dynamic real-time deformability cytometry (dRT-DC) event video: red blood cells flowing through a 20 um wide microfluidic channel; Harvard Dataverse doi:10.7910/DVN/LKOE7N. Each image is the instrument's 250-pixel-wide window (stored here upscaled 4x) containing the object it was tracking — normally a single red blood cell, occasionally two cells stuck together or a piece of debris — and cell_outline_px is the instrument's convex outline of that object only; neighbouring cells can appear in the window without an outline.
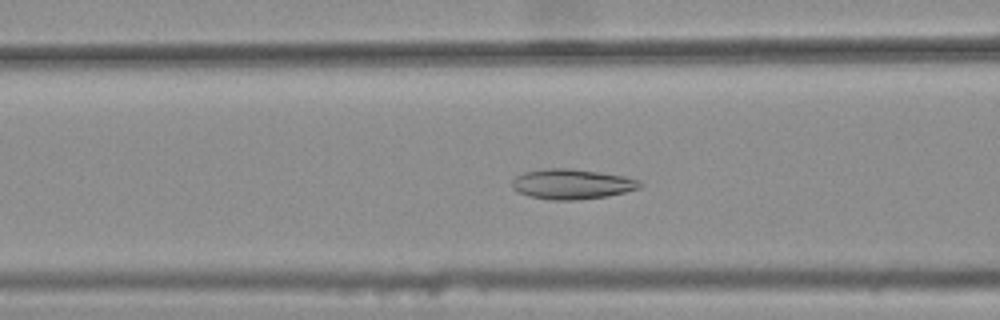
{"species": "common noctule bat (a hibernating species)", "species_latin": "Nyctalus noctula", "temperature_condition": "warm", "stored_images_in_passage": 40, "camera_frame_rate_fps": 3000, "um_per_image_px": 0.085, "animal": {"sex": "female", "body_mass_g": 25.1}, "frame": {"image": 1, "passage_image": 17, "time_ms": 5.333, "image_size_px": [1000, 320], "cell_outline_px": [[644, 184], [640, 188], [608, 196], [576, 200], [552, 200], [528, 196], [516, 192], [512, 188], [512, 180], [516, 176], [524, 172], [544, 168], [568, 168], [624, 176], [640, 180]], "centroid_in_image_um": [48.59, 15.65], "position_along_channel_um": 118.0, "area_um2": 22.54}}
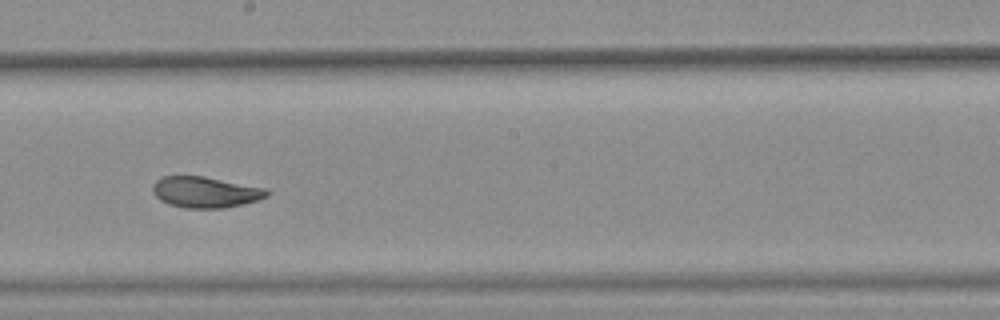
{"frame": {"image": 2, "passage_image": 26, "time_ms": 8.333, "image_size_px": [1000, 320], "cell_outline_px": [[268, 196], [244, 204], [224, 208], [184, 208], [168, 204], [160, 200], [152, 192], [152, 184], [160, 176], [204, 176], [268, 188]], "centroid_in_image_um": [17.44, 16.33], "position_along_channel_um": 230.8, "area_um2": 20.87}}
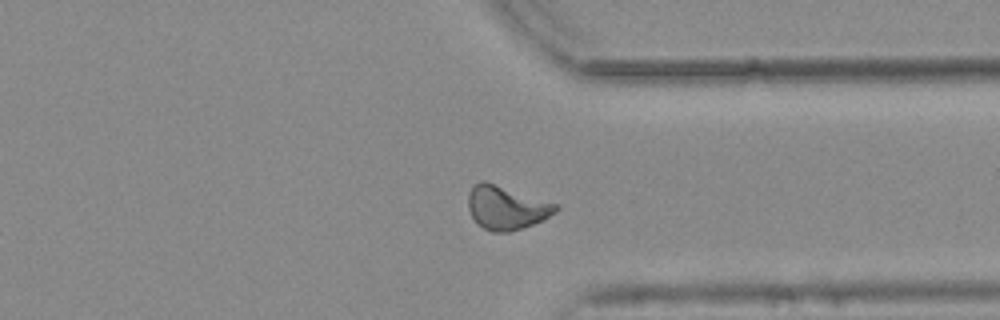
{"frame": {"image": 3, "passage_image": 37, "time_ms": 12.0, "image_size_px": [1000, 320], "cell_outline_px": [[560, 208], [556, 212], [544, 220], [508, 232], [492, 232], [476, 224], [468, 208], [468, 192], [480, 180], [484, 180], [556, 204]], "centroid_in_image_um": [43.01, 17.66], "position_along_channel_um": 368.4, "area_um2": 22.08}, "authors_computed_cell_mechanics": {"area_um2": 21.6172, "velocity_mm_per_s": 3.7729, "shape_relaxation_time_tau1_ms": 8.5805, "shape_relaxation_time_tau2_ms": 1.6671, "deformation_change_tau1": 0.1734, "deformation_change_tau2": 0.0611}}